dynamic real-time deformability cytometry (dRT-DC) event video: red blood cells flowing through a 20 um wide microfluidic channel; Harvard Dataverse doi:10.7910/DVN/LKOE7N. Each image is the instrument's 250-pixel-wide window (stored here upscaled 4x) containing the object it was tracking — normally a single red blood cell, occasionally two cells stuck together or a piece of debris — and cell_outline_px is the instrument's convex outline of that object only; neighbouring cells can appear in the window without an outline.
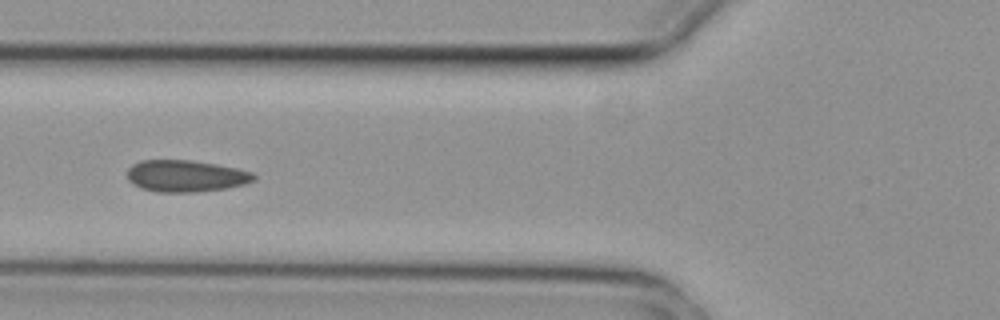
{"species": "common noctule bat (a hibernating species)", "species_latin": "Nyctalus noctula", "temperature_condition": "cold", "stored_images_in_passage": 6, "camera_frame_rate_fps": 3000, "um_per_image_px": 0.085, "animal": {"sex": "female", "body_mass_g": 29.2, "forearm_length_mm": 56.3}, "frame": {"image": 1, "passage_image": 4, "time_ms": 1.0, "image_size_px": [1000, 320], "cell_outline_px": [[256, 180], [244, 184], [224, 188], [196, 192], [156, 192], [140, 188], [132, 184], [128, 180], [128, 168], [132, 164], [140, 160], [192, 160], [216, 164], [236, 168], [252, 172], [256, 176]], "centroid_in_image_um": [15.77, 14.96], "position_along_channel_um": 110.0, "area_um2": 23.52}}
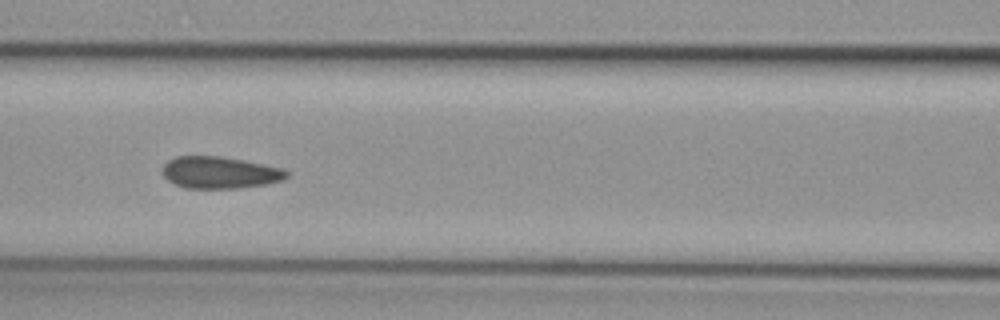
{"frame": {"image": 2, "passage_image": 5, "time_ms": 1.333, "image_size_px": [1000, 320], "cell_outline_px": [[288, 176], [284, 180], [264, 184], [240, 188], [184, 188], [168, 180], [164, 176], [164, 164], [168, 160], [176, 156], [220, 156], [244, 160], [284, 168], [288, 172]], "centroid_in_image_um": [18.71, 14.66], "position_along_channel_um": 147.9, "area_um2": 23.06}}
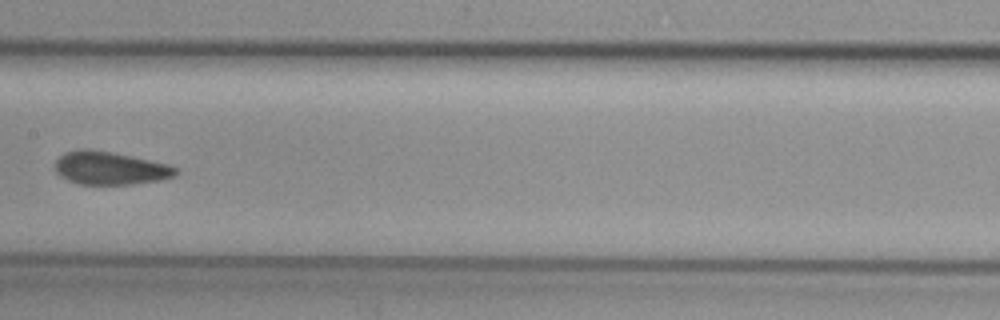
{"frame": {"image": 3, "passage_image": 6, "time_ms": 1.667, "image_size_px": [1000, 320], "cell_outline_px": [[180, 172], [176, 176], [160, 180], [132, 184], [80, 184], [68, 180], [60, 176], [56, 172], [56, 160], [64, 152], [76, 148], [88, 148], [112, 152], [132, 156], [168, 164], [180, 168]], "centroid_in_image_um": [9.38, 14.28], "position_along_channel_um": 198.0, "area_um2": 23.52}}